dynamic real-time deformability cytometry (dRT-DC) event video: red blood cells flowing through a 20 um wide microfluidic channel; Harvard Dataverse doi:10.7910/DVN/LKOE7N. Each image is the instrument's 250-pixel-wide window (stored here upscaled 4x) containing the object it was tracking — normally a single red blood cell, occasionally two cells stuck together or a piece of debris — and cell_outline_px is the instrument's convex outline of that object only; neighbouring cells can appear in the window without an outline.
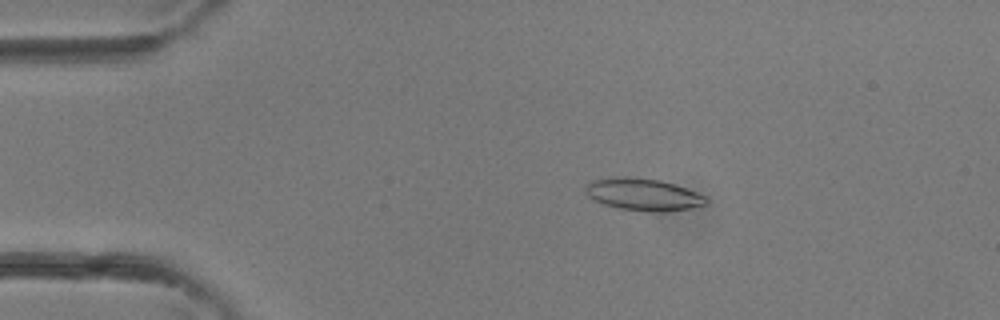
{"species": "common noctule bat (a hibernating species)", "species_latin": "Nyctalus noctula", "temperature_condition": "room temperature", "stored_images_in_passage": 2, "camera_frame_rate_fps": 3000, "um_per_image_px": 0.085, "animal": {"sex": "female"}, "frame": {"image": 1, "passage_image": 1, "time_ms": 0.0, "image_size_px": [1000, 320], "cell_outline_px": [[708, 204], [692, 208], [652, 212], [620, 208], [604, 204], [588, 196], [584, 192], [584, 188], [592, 180], [624, 176], [628, 176], [660, 180], [684, 188], [704, 196], [708, 200]], "centroid_in_image_um": [54.65, 16.52], "position_along_channel_um": 30.4, "area_um2": 22.2}}